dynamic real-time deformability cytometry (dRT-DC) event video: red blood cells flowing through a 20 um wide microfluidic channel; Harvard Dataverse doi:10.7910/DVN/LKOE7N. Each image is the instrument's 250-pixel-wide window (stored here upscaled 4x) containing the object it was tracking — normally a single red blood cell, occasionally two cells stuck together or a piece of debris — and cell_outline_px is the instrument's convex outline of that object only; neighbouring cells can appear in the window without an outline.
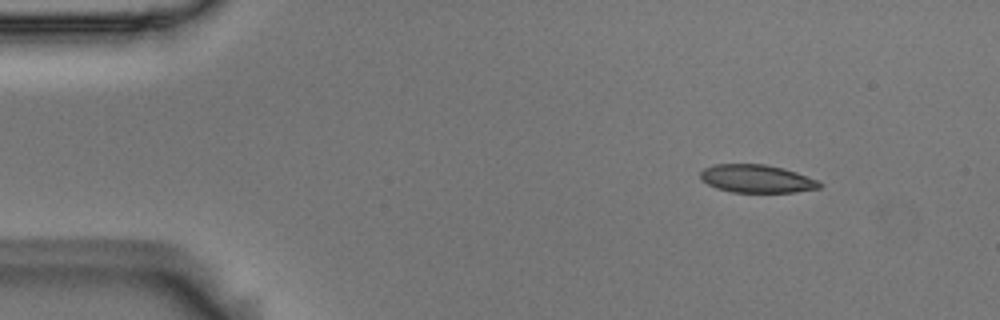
{"species": "Egyptian fruit bat (a non-hibernating species)", "species_latin": "Rousettus aegyptiacus", "temperature_condition": "room temperature", "stored_images_in_passage": 4, "camera_frame_rate_fps": 3000, "um_per_image_px": 0.085, "animal": {"sex": "male"}, "frame": {"image": 1, "passage_image": 2, "time_ms": 0.333, "image_size_px": [1000, 320], "cell_outline_px": [[824, 184], [820, 188], [792, 192], [732, 192], [716, 188], [708, 184], [700, 176], [700, 172], [704, 168], [712, 164], [764, 164], [784, 168], [820, 180]], "centroid_in_image_um": [64.36, 15.18], "position_along_channel_um": 20.6, "area_um2": 19.54}}